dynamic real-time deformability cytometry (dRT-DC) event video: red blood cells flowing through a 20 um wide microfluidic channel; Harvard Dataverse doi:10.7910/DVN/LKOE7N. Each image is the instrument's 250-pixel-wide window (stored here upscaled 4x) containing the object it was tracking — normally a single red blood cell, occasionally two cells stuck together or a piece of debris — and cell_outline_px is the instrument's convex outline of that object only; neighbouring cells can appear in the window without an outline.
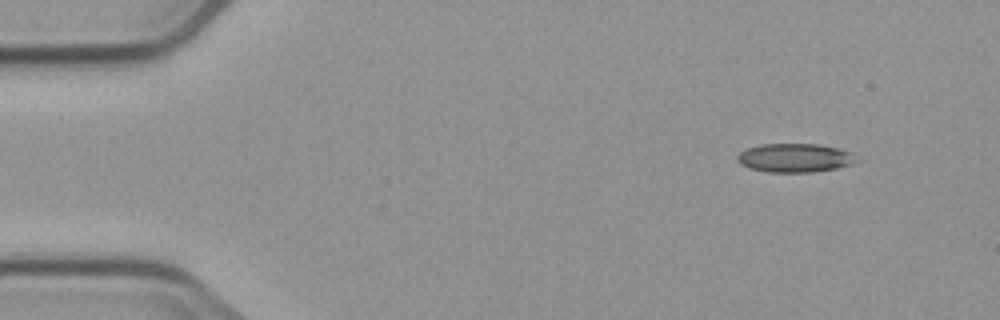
{"species": "common noctule bat (a hibernating species)", "species_latin": "Nyctalus noctula", "temperature_condition": "cold", "stored_images_in_passage": 5, "segment_of_instrument_passage": [2, 2], "camera_frame_rate_fps": 3000, "um_per_image_px": 0.085, "animal": {"sex": "male", "body_mass_g": 23.1, "forearm_length_mm": 52.7}, "frame": {"image": 1, "passage_image": 5, "time_ms": 5.667, "image_size_px": [1000, 320], "cell_outline_px": [[864, 160], [852, 164], [836, 168], [812, 172], [768, 172], [748, 168], [740, 164], [736, 160], [736, 156], [740, 152], [748, 148], [760, 144], [820, 144], [840, 148], [852, 152]], "centroid_in_image_um": [67.63, 13.41], "position_along_channel_um": 17.4, "area_um2": 20.4}}